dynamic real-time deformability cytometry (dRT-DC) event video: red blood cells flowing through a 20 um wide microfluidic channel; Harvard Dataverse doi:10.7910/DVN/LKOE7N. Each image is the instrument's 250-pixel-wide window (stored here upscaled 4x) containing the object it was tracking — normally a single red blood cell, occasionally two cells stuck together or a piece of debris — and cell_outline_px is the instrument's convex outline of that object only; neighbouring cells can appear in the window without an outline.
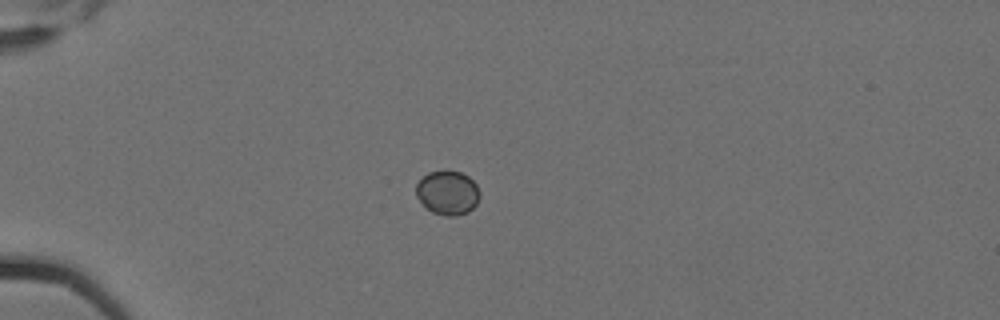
{"species": "Egyptian fruit bat (a non-hibernating species)", "species_latin": "Rousettus aegyptiacus", "temperature_condition": "cold", "stored_images_in_passage": 3, "camera_frame_rate_fps": 3000, "um_per_image_px": 0.085, "animal": {"sex": "female"}, "frame": {"image": 1, "passage_image": 1, "time_ms": 0.0, "image_size_px": [1000, 320], "cell_outline_px": [[480, 196], [476, 204], [468, 212], [456, 216], [444, 216], [432, 212], [424, 208], [416, 196], [416, 184], [428, 172], [460, 172], [468, 176], [476, 184], [480, 192]], "centroid_in_image_um": [38.04, 16.42], "position_along_channel_um": 47.0, "area_um2": 16.36}}
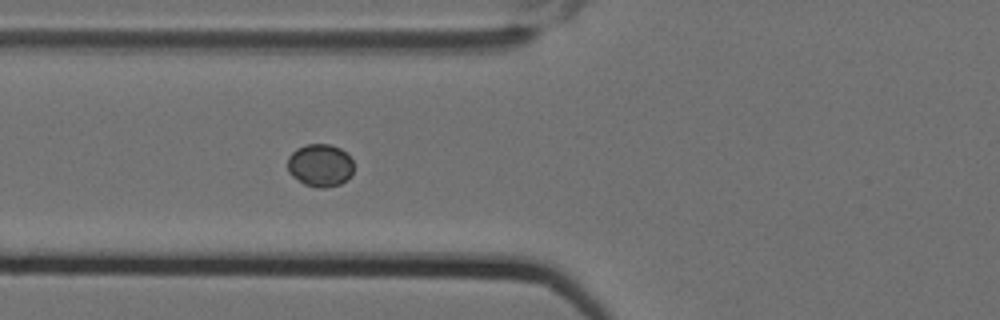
{"frame": {"image": 2, "passage_image": 3, "time_ms": 0.667, "image_size_px": [1000, 320], "cell_outline_px": [[352, 172], [340, 184], [324, 188], [316, 188], [304, 184], [292, 176], [288, 172], [288, 156], [296, 148], [308, 144], [328, 144], [340, 148], [352, 160]], "centroid_in_image_um": [27.17, 14.05], "position_along_channel_um": 98.6, "area_um2": 16.3}}